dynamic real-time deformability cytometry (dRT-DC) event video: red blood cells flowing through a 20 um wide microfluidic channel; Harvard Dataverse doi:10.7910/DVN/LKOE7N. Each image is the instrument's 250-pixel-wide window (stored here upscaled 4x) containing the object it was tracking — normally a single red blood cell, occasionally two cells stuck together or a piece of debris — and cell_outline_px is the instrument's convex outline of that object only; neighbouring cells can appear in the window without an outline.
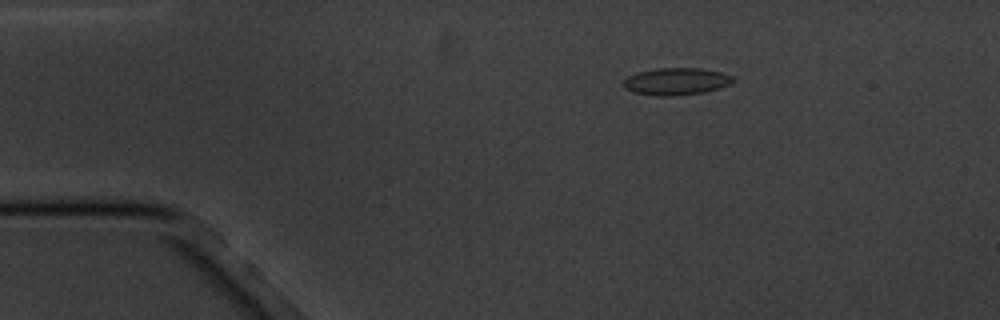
{"species": "common noctule bat (a hibernating species)", "species_latin": "Nyctalus noctula", "temperature_condition": "cold", "stored_images_in_passage": 3, "camera_frame_rate_fps": 3000, "um_per_image_px": 0.085, "animal": {"sex": "male", "body_mass_g": 20.1, "forearm_length_mm": 53.5}, "frame": {"image": 1, "passage_image": 1, "time_ms": 0.0, "image_size_px": [1000, 320], "cell_outline_px": [[736, 80], [720, 88], [704, 92], [672, 96], [656, 96], [632, 92], [624, 88], [624, 80], [628, 76], [636, 72], [656, 68], [700, 68], [720, 72], [732, 76]], "centroid_in_image_um": [57.45, 6.92], "position_along_channel_um": 27.5, "area_um2": 17.4}}